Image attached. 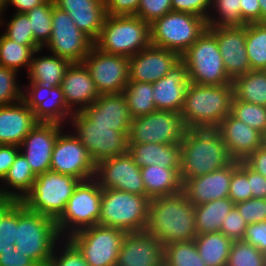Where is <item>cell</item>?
<instances>
[{
	"mask_svg": "<svg viewBox=\"0 0 266 266\" xmlns=\"http://www.w3.org/2000/svg\"><path fill=\"white\" fill-rule=\"evenodd\" d=\"M145 230L164 246L193 241L197 236L195 206L189 202L183 190L152 198Z\"/></svg>",
	"mask_w": 266,
	"mask_h": 266,
	"instance_id": "1",
	"label": "cell"
},
{
	"mask_svg": "<svg viewBox=\"0 0 266 266\" xmlns=\"http://www.w3.org/2000/svg\"><path fill=\"white\" fill-rule=\"evenodd\" d=\"M182 184L229 165L230 157L217 129H187L181 143Z\"/></svg>",
	"mask_w": 266,
	"mask_h": 266,
	"instance_id": "2",
	"label": "cell"
},
{
	"mask_svg": "<svg viewBox=\"0 0 266 266\" xmlns=\"http://www.w3.org/2000/svg\"><path fill=\"white\" fill-rule=\"evenodd\" d=\"M233 84L198 85L189 83L180 115L187 129H217L230 114Z\"/></svg>",
	"mask_w": 266,
	"mask_h": 266,
	"instance_id": "3",
	"label": "cell"
},
{
	"mask_svg": "<svg viewBox=\"0 0 266 266\" xmlns=\"http://www.w3.org/2000/svg\"><path fill=\"white\" fill-rule=\"evenodd\" d=\"M15 250L33 259L39 266H48L56 245L63 238L56 221L32 212L18 201Z\"/></svg>",
	"mask_w": 266,
	"mask_h": 266,
	"instance_id": "4",
	"label": "cell"
},
{
	"mask_svg": "<svg viewBox=\"0 0 266 266\" xmlns=\"http://www.w3.org/2000/svg\"><path fill=\"white\" fill-rule=\"evenodd\" d=\"M151 45L150 24L135 15H107L94 47L114 55L132 57Z\"/></svg>",
	"mask_w": 266,
	"mask_h": 266,
	"instance_id": "5",
	"label": "cell"
},
{
	"mask_svg": "<svg viewBox=\"0 0 266 266\" xmlns=\"http://www.w3.org/2000/svg\"><path fill=\"white\" fill-rule=\"evenodd\" d=\"M81 180L54 171L36 175L31 190L20 201L30 211L57 220Z\"/></svg>",
	"mask_w": 266,
	"mask_h": 266,
	"instance_id": "6",
	"label": "cell"
},
{
	"mask_svg": "<svg viewBox=\"0 0 266 266\" xmlns=\"http://www.w3.org/2000/svg\"><path fill=\"white\" fill-rule=\"evenodd\" d=\"M150 198L117 189H104L99 224L124 232L145 230Z\"/></svg>",
	"mask_w": 266,
	"mask_h": 266,
	"instance_id": "7",
	"label": "cell"
},
{
	"mask_svg": "<svg viewBox=\"0 0 266 266\" xmlns=\"http://www.w3.org/2000/svg\"><path fill=\"white\" fill-rule=\"evenodd\" d=\"M207 27L203 17L171 11L150 24L151 45L174 51L181 56Z\"/></svg>",
	"mask_w": 266,
	"mask_h": 266,
	"instance_id": "8",
	"label": "cell"
},
{
	"mask_svg": "<svg viewBox=\"0 0 266 266\" xmlns=\"http://www.w3.org/2000/svg\"><path fill=\"white\" fill-rule=\"evenodd\" d=\"M181 59L187 66L191 83L222 85L233 81L224 68L218 42L208 29L181 55Z\"/></svg>",
	"mask_w": 266,
	"mask_h": 266,
	"instance_id": "9",
	"label": "cell"
},
{
	"mask_svg": "<svg viewBox=\"0 0 266 266\" xmlns=\"http://www.w3.org/2000/svg\"><path fill=\"white\" fill-rule=\"evenodd\" d=\"M102 195L103 190L94 178L78 183L65 210L56 220L62 238L99 224Z\"/></svg>",
	"mask_w": 266,
	"mask_h": 266,
	"instance_id": "10",
	"label": "cell"
},
{
	"mask_svg": "<svg viewBox=\"0 0 266 266\" xmlns=\"http://www.w3.org/2000/svg\"><path fill=\"white\" fill-rule=\"evenodd\" d=\"M126 232L100 224L73 233L67 239L89 266H116Z\"/></svg>",
	"mask_w": 266,
	"mask_h": 266,
	"instance_id": "11",
	"label": "cell"
},
{
	"mask_svg": "<svg viewBox=\"0 0 266 266\" xmlns=\"http://www.w3.org/2000/svg\"><path fill=\"white\" fill-rule=\"evenodd\" d=\"M70 124L73 134L88 150L94 163L127 153L128 137L109 126L91 123L81 112L73 113Z\"/></svg>",
	"mask_w": 266,
	"mask_h": 266,
	"instance_id": "12",
	"label": "cell"
},
{
	"mask_svg": "<svg viewBox=\"0 0 266 266\" xmlns=\"http://www.w3.org/2000/svg\"><path fill=\"white\" fill-rule=\"evenodd\" d=\"M186 130L180 113L156 110L132 119L128 143L179 144Z\"/></svg>",
	"mask_w": 266,
	"mask_h": 266,
	"instance_id": "13",
	"label": "cell"
},
{
	"mask_svg": "<svg viewBox=\"0 0 266 266\" xmlns=\"http://www.w3.org/2000/svg\"><path fill=\"white\" fill-rule=\"evenodd\" d=\"M93 46L94 41L79 30L69 14L56 7L53 1L52 35L43 48L72 63H82Z\"/></svg>",
	"mask_w": 266,
	"mask_h": 266,
	"instance_id": "14",
	"label": "cell"
},
{
	"mask_svg": "<svg viewBox=\"0 0 266 266\" xmlns=\"http://www.w3.org/2000/svg\"><path fill=\"white\" fill-rule=\"evenodd\" d=\"M100 95L119 94L129 80V58L102 52L94 46L82 62Z\"/></svg>",
	"mask_w": 266,
	"mask_h": 266,
	"instance_id": "15",
	"label": "cell"
},
{
	"mask_svg": "<svg viewBox=\"0 0 266 266\" xmlns=\"http://www.w3.org/2000/svg\"><path fill=\"white\" fill-rule=\"evenodd\" d=\"M95 163L88 150L71 132H61L54 144L50 170L84 181L94 178Z\"/></svg>",
	"mask_w": 266,
	"mask_h": 266,
	"instance_id": "16",
	"label": "cell"
},
{
	"mask_svg": "<svg viewBox=\"0 0 266 266\" xmlns=\"http://www.w3.org/2000/svg\"><path fill=\"white\" fill-rule=\"evenodd\" d=\"M94 179L102 190L117 189L145 196L140 167L128 152L96 163Z\"/></svg>",
	"mask_w": 266,
	"mask_h": 266,
	"instance_id": "17",
	"label": "cell"
},
{
	"mask_svg": "<svg viewBox=\"0 0 266 266\" xmlns=\"http://www.w3.org/2000/svg\"><path fill=\"white\" fill-rule=\"evenodd\" d=\"M23 87L22 101L33 110L35 118L44 123H69L73 112L68 108L60 86L46 88L39 83Z\"/></svg>",
	"mask_w": 266,
	"mask_h": 266,
	"instance_id": "18",
	"label": "cell"
},
{
	"mask_svg": "<svg viewBox=\"0 0 266 266\" xmlns=\"http://www.w3.org/2000/svg\"><path fill=\"white\" fill-rule=\"evenodd\" d=\"M64 127L59 123L39 122L19 145L35 175L50 170L54 144Z\"/></svg>",
	"mask_w": 266,
	"mask_h": 266,
	"instance_id": "19",
	"label": "cell"
},
{
	"mask_svg": "<svg viewBox=\"0 0 266 266\" xmlns=\"http://www.w3.org/2000/svg\"><path fill=\"white\" fill-rule=\"evenodd\" d=\"M215 36L221 53L224 68L234 80L251 70L246 53V25L230 27H207Z\"/></svg>",
	"mask_w": 266,
	"mask_h": 266,
	"instance_id": "20",
	"label": "cell"
},
{
	"mask_svg": "<svg viewBox=\"0 0 266 266\" xmlns=\"http://www.w3.org/2000/svg\"><path fill=\"white\" fill-rule=\"evenodd\" d=\"M164 245L146 230L126 233L116 266H163Z\"/></svg>",
	"mask_w": 266,
	"mask_h": 266,
	"instance_id": "21",
	"label": "cell"
},
{
	"mask_svg": "<svg viewBox=\"0 0 266 266\" xmlns=\"http://www.w3.org/2000/svg\"><path fill=\"white\" fill-rule=\"evenodd\" d=\"M180 58L174 51L149 45L129 57V80L153 84L164 77Z\"/></svg>",
	"mask_w": 266,
	"mask_h": 266,
	"instance_id": "22",
	"label": "cell"
},
{
	"mask_svg": "<svg viewBox=\"0 0 266 266\" xmlns=\"http://www.w3.org/2000/svg\"><path fill=\"white\" fill-rule=\"evenodd\" d=\"M237 167L238 160H233L229 165L220 170L186 180L182 184V190L193 206L209 201L229 198L232 172Z\"/></svg>",
	"mask_w": 266,
	"mask_h": 266,
	"instance_id": "23",
	"label": "cell"
},
{
	"mask_svg": "<svg viewBox=\"0 0 266 266\" xmlns=\"http://www.w3.org/2000/svg\"><path fill=\"white\" fill-rule=\"evenodd\" d=\"M189 83L187 66L180 58L164 77L153 83L156 110L181 113Z\"/></svg>",
	"mask_w": 266,
	"mask_h": 266,
	"instance_id": "24",
	"label": "cell"
},
{
	"mask_svg": "<svg viewBox=\"0 0 266 266\" xmlns=\"http://www.w3.org/2000/svg\"><path fill=\"white\" fill-rule=\"evenodd\" d=\"M81 113L95 125L109 126L129 136L132 116L122 93L102 94Z\"/></svg>",
	"mask_w": 266,
	"mask_h": 266,
	"instance_id": "25",
	"label": "cell"
},
{
	"mask_svg": "<svg viewBox=\"0 0 266 266\" xmlns=\"http://www.w3.org/2000/svg\"><path fill=\"white\" fill-rule=\"evenodd\" d=\"M60 87L64 93L66 104L73 113L81 112L100 96L89 70L83 63L70 65Z\"/></svg>",
	"mask_w": 266,
	"mask_h": 266,
	"instance_id": "26",
	"label": "cell"
},
{
	"mask_svg": "<svg viewBox=\"0 0 266 266\" xmlns=\"http://www.w3.org/2000/svg\"><path fill=\"white\" fill-rule=\"evenodd\" d=\"M219 131L233 160L244 161L262 146V133L228 114L220 123Z\"/></svg>",
	"mask_w": 266,
	"mask_h": 266,
	"instance_id": "27",
	"label": "cell"
},
{
	"mask_svg": "<svg viewBox=\"0 0 266 266\" xmlns=\"http://www.w3.org/2000/svg\"><path fill=\"white\" fill-rule=\"evenodd\" d=\"M38 123L33 110L22 100L16 104L0 106V145L19 146Z\"/></svg>",
	"mask_w": 266,
	"mask_h": 266,
	"instance_id": "28",
	"label": "cell"
},
{
	"mask_svg": "<svg viewBox=\"0 0 266 266\" xmlns=\"http://www.w3.org/2000/svg\"><path fill=\"white\" fill-rule=\"evenodd\" d=\"M67 12L76 27L93 41L98 37L107 16L104 0H53Z\"/></svg>",
	"mask_w": 266,
	"mask_h": 266,
	"instance_id": "29",
	"label": "cell"
},
{
	"mask_svg": "<svg viewBox=\"0 0 266 266\" xmlns=\"http://www.w3.org/2000/svg\"><path fill=\"white\" fill-rule=\"evenodd\" d=\"M136 166L159 165L162 168L181 167V145L160 143H128V151Z\"/></svg>",
	"mask_w": 266,
	"mask_h": 266,
	"instance_id": "30",
	"label": "cell"
},
{
	"mask_svg": "<svg viewBox=\"0 0 266 266\" xmlns=\"http://www.w3.org/2000/svg\"><path fill=\"white\" fill-rule=\"evenodd\" d=\"M71 64L70 60L55 54L39 57L33 54L27 73L28 83H39L46 88L60 86Z\"/></svg>",
	"mask_w": 266,
	"mask_h": 266,
	"instance_id": "31",
	"label": "cell"
},
{
	"mask_svg": "<svg viewBox=\"0 0 266 266\" xmlns=\"http://www.w3.org/2000/svg\"><path fill=\"white\" fill-rule=\"evenodd\" d=\"M145 196L150 199L171 195L182 190L180 168H162L152 165L140 168Z\"/></svg>",
	"mask_w": 266,
	"mask_h": 266,
	"instance_id": "32",
	"label": "cell"
},
{
	"mask_svg": "<svg viewBox=\"0 0 266 266\" xmlns=\"http://www.w3.org/2000/svg\"><path fill=\"white\" fill-rule=\"evenodd\" d=\"M35 179L36 175L32 172L27 159L19 152L7 175L1 181L0 195L21 201L31 190Z\"/></svg>",
	"mask_w": 266,
	"mask_h": 266,
	"instance_id": "33",
	"label": "cell"
},
{
	"mask_svg": "<svg viewBox=\"0 0 266 266\" xmlns=\"http://www.w3.org/2000/svg\"><path fill=\"white\" fill-rule=\"evenodd\" d=\"M235 203L229 198L205 202L195 206L197 235L220 232L223 220Z\"/></svg>",
	"mask_w": 266,
	"mask_h": 266,
	"instance_id": "34",
	"label": "cell"
},
{
	"mask_svg": "<svg viewBox=\"0 0 266 266\" xmlns=\"http://www.w3.org/2000/svg\"><path fill=\"white\" fill-rule=\"evenodd\" d=\"M195 246L207 266H226L233 240L221 232L197 235Z\"/></svg>",
	"mask_w": 266,
	"mask_h": 266,
	"instance_id": "35",
	"label": "cell"
},
{
	"mask_svg": "<svg viewBox=\"0 0 266 266\" xmlns=\"http://www.w3.org/2000/svg\"><path fill=\"white\" fill-rule=\"evenodd\" d=\"M234 97L266 107V70H250L232 81Z\"/></svg>",
	"mask_w": 266,
	"mask_h": 266,
	"instance_id": "36",
	"label": "cell"
},
{
	"mask_svg": "<svg viewBox=\"0 0 266 266\" xmlns=\"http://www.w3.org/2000/svg\"><path fill=\"white\" fill-rule=\"evenodd\" d=\"M40 45H21L0 35V66L20 71L25 67L27 72L31 64L33 54H39L42 51Z\"/></svg>",
	"mask_w": 266,
	"mask_h": 266,
	"instance_id": "37",
	"label": "cell"
},
{
	"mask_svg": "<svg viewBox=\"0 0 266 266\" xmlns=\"http://www.w3.org/2000/svg\"><path fill=\"white\" fill-rule=\"evenodd\" d=\"M152 91V83L128 82L122 94L126 99L132 119L156 111Z\"/></svg>",
	"mask_w": 266,
	"mask_h": 266,
	"instance_id": "38",
	"label": "cell"
},
{
	"mask_svg": "<svg viewBox=\"0 0 266 266\" xmlns=\"http://www.w3.org/2000/svg\"><path fill=\"white\" fill-rule=\"evenodd\" d=\"M210 10L212 12L209 11L206 18L208 27H234L246 25L241 17L240 0H211Z\"/></svg>",
	"mask_w": 266,
	"mask_h": 266,
	"instance_id": "39",
	"label": "cell"
},
{
	"mask_svg": "<svg viewBox=\"0 0 266 266\" xmlns=\"http://www.w3.org/2000/svg\"><path fill=\"white\" fill-rule=\"evenodd\" d=\"M245 46L251 70H266V23L246 24Z\"/></svg>",
	"mask_w": 266,
	"mask_h": 266,
	"instance_id": "40",
	"label": "cell"
},
{
	"mask_svg": "<svg viewBox=\"0 0 266 266\" xmlns=\"http://www.w3.org/2000/svg\"><path fill=\"white\" fill-rule=\"evenodd\" d=\"M163 266H207L199 256L195 242H174L164 247Z\"/></svg>",
	"mask_w": 266,
	"mask_h": 266,
	"instance_id": "41",
	"label": "cell"
},
{
	"mask_svg": "<svg viewBox=\"0 0 266 266\" xmlns=\"http://www.w3.org/2000/svg\"><path fill=\"white\" fill-rule=\"evenodd\" d=\"M53 0L38 5L26 12L34 40L43 48L52 35Z\"/></svg>",
	"mask_w": 266,
	"mask_h": 266,
	"instance_id": "42",
	"label": "cell"
},
{
	"mask_svg": "<svg viewBox=\"0 0 266 266\" xmlns=\"http://www.w3.org/2000/svg\"><path fill=\"white\" fill-rule=\"evenodd\" d=\"M230 114L249 127L263 133L266 129V107L233 97Z\"/></svg>",
	"mask_w": 266,
	"mask_h": 266,
	"instance_id": "43",
	"label": "cell"
},
{
	"mask_svg": "<svg viewBox=\"0 0 266 266\" xmlns=\"http://www.w3.org/2000/svg\"><path fill=\"white\" fill-rule=\"evenodd\" d=\"M10 18V21H6L2 19L3 15H1L0 24H3L5 27V32L3 35L21 45H39L33 37L32 28L30 26V20L26 13H17ZM5 22H7L5 24Z\"/></svg>",
	"mask_w": 266,
	"mask_h": 266,
	"instance_id": "44",
	"label": "cell"
},
{
	"mask_svg": "<svg viewBox=\"0 0 266 266\" xmlns=\"http://www.w3.org/2000/svg\"><path fill=\"white\" fill-rule=\"evenodd\" d=\"M226 266H265L264 254L244 240H234Z\"/></svg>",
	"mask_w": 266,
	"mask_h": 266,
	"instance_id": "45",
	"label": "cell"
},
{
	"mask_svg": "<svg viewBox=\"0 0 266 266\" xmlns=\"http://www.w3.org/2000/svg\"><path fill=\"white\" fill-rule=\"evenodd\" d=\"M18 71L0 66V106L16 104L22 100L23 87L18 84Z\"/></svg>",
	"mask_w": 266,
	"mask_h": 266,
	"instance_id": "46",
	"label": "cell"
},
{
	"mask_svg": "<svg viewBox=\"0 0 266 266\" xmlns=\"http://www.w3.org/2000/svg\"><path fill=\"white\" fill-rule=\"evenodd\" d=\"M252 198L248 182V165L238 161V167L232 172L229 187V199L234 203L247 201Z\"/></svg>",
	"mask_w": 266,
	"mask_h": 266,
	"instance_id": "47",
	"label": "cell"
},
{
	"mask_svg": "<svg viewBox=\"0 0 266 266\" xmlns=\"http://www.w3.org/2000/svg\"><path fill=\"white\" fill-rule=\"evenodd\" d=\"M58 246L60 248L56 245L48 266H89L83 255L67 238H63Z\"/></svg>",
	"mask_w": 266,
	"mask_h": 266,
	"instance_id": "48",
	"label": "cell"
},
{
	"mask_svg": "<svg viewBox=\"0 0 266 266\" xmlns=\"http://www.w3.org/2000/svg\"><path fill=\"white\" fill-rule=\"evenodd\" d=\"M18 202L2 217L0 223V254L15 249Z\"/></svg>",
	"mask_w": 266,
	"mask_h": 266,
	"instance_id": "49",
	"label": "cell"
},
{
	"mask_svg": "<svg viewBox=\"0 0 266 266\" xmlns=\"http://www.w3.org/2000/svg\"><path fill=\"white\" fill-rule=\"evenodd\" d=\"M171 11H173L171 0H140L135 16L151 24Z\"/></svg>",
	"mask_w": 266,
	"mask_h": 266,
	"instance_id": "50",
	"label": "cell"
},
{
	"mask_svg": "<svg viewBox=\"0 0 266 266\" xmlns=\"http://www.w3.org/2000/svg\"><path fill=\"white\" fill-rule=\"evenodd\" d=\"M234 207L247 224L266 220V199L251 198L247 201L235 203Z\"/></svg>",
	"mask_w": 266,
	"mask_h": 266,
	"instance_id": "51",
	"label": "cell"
},
{
	"mask_svg": "<svg viewBox=\"0 0 266 266\" xmlns=\"http://www.w3.org/2000/svg\"><path fill=\"white\" fill-rule=\"evenodd\" d=\"M247 225L248 224L243 219L238 210L233 207L232 210L228 213V215H226L225 220H223L220 232L225 234L233 241L243 240Z\"/></svg>",
	"mask_w": 266,
	"mask_h": 266,
	"instance_id": "52",
	"label": "cell"
},
{
	"mask_svg": "<svg viewBox=\"0 0 266 266\" xmlns=\"http://www.w3.org/2000/svg\"><path fill=\"white\" fill-rule=\"evenodd\" d=\"M211 0H171L172 10L175 12L191 13L207 18ZM209 10V11H208Z\"/></svg>",
	"mask_w": 266,
	"mask_h": 266,
	"instance_id": "53",
	"label": "cell"
},
{
	"mask_svg": "<svg viewBox=\"0 0 266 266\" xmlns=\"http://www.w3.org/2000/svg\"><path fill=\"white\" fill-rule=\"evenodd\" d=\"M243 240L259 251L266 252V220L248 224Z\"/></svg>",
	"mask_w": 266,
	"mask_h": 266,
	"instance_id": "54",
	"label": "cell"
},
{
	"mask_svg": "<svg viewBox=\"0 0 266 266\" xmlns=\"http://www.w3.org/2000/svg\"><path fill=\"white\" fill-rule=\"evenodd\" d=\"M140 0H104L106 14L110 16L136 15Z\"/></svg>",
	"mask_w": 266,
	"mask_h": 266,
	"instance_id": "55",
	"label": "cell"
},
{
	"mask_svg": "<svg viewBox=\"0 0 266 266\" xmlns=\"http://www.w3.org/2000/svg\"><path fill=\"white\" fill-rule=\"evenodd\" d=\"M19 152L20 148L17 145H0V182L7 175Z\"/></svg>",
	"mask_w": 266,
	"mask_h": 266,
	"instance_id": "56",
	"label": "cell"
},
{
	"mask_svg": "<svg viewBox=\"0 0 266 266\" xmlns=\"http://www.w3.org/2000/svg\"><path fill=\"white\" fill-rule=\"evenodd\" d=\"M0 266H39L33 259L18 253L17 250H6L0 254Z\"/></svg>",
	"mask_w": 266,
	"mask_h": 266,
	"instance_id": "57",
	"label": "cell"
},
{
	"mask_svg": "<svg viewBox=\"0 0 266 266\" xmlns=\"http://www.w3.org/2000/svg\"><path fill=\"white\" fill-rule=\"evenodd\" d=\"M241 17L245 24L261 23V8L258 0H240Z\"/></svg>",
	"mask_w": 266,
	"mask_h": 266,
	"instance_id": "58",
	"label": "cell"
},
{
	"mask_svg": "<svg viewBox=\"0 0 266 266\" xmlns=\"http://www.w3.org/2000/svg\"><path fill=\"white\" fill-rule=\"evenodd\" d=\"M248 182L252 198L266 199V178L248 166Z\"/></svg>",
	"mask_w": 266,
	"mask_h": 266,
	"instance_id": "59",
	"label": "cell"
},
{
	"mask_svg": "<svg viewBox=\"0 0 266 266\" xmlns=\"http://www.w3.org/2000/svg\"><path fill=\"white\" fill-rule=\"evenodd\" d=\"M244 162L255 172L266 178V149L259 147L254 153H251Z\"/></svg>",
	"mask_w": 266,
	"mask_h": 266,
	"instance_id": "60",
	"label": "cell"
},
{
	"mask_svg": "<svg viewBox=\"0 0 266 266\" xmlns=\"http://www.w3.org/2000/svg\"><path fill=\"white\" fill-rule=\"evenodd\" d=\"M48 0H5L4 11L8 5L16 8L17 13H26L34 7L46 3Z\"/></svg>",
	"mask_w": 266,
	"mask_h": 266,
	"instance_id": "61",
	"label": "cell"
},
{
	"mask_svg": "<svg viewBox=\"0 0 266 266\" xmlns=\"http://www.w3.org/2000/svg\"><path fill=\"white\" fill-rule=\"evenodd\" d=\"M18 202V200L9 197L0 195V223L2 217Z\"/></svg>",
	"mask_w": 266,
	"mask_h": 266,
	"instance_id": "62",
	"label": "cell"
},
{
	"mask_svg": "<svg viewBox=\"0 0 266 266\" xmlns=\"http://www.w3.org/2000/svg\"><path fill=\"white\" fill-rule=\"evenodd\" d=\"M261 8V23H266V0H258Z\"/></svg>",
	"mask_w": 266,
	"mask_h": 266,
	"instance_id": "63",
	"label": "cell"
},
{
	"mask_svg": "<svg viewBox=\"0 0 266 266\" xmlns=\"http://www.w3.org/2000/svg\"><path fill=\"white\" fill-rule=\"evenodd\" d=\"M262 147L266 149V129L262 133Z\"/></svg>",
	"mask_w": 266,
	"mask_h": 266,
	"instance_id": "64",
	"label": "cell"
},
{
	"mask_svg": "<svg viewBox=\"0 0 266 266\" xmlns=\"http://www.w3.org/2000/svg\"><path fill=\"white\" fill-rule=\"evenodd\" d=\"M4 3H5V0H0V12H1V15H3L4 13Z\"/></svg>",
	"mask_w": 266,
	"mask_h": 266,
	"instance_id": "65",
	"label": "cell"
},
{
	"mask_svg": "<svg viewBox=\"0 0 266 266\" xmlns=\"http://www.w3.org/2000/svg\"><path fill=\"white\" fill-rule=\"evenodd\" d=\"M263 254H264V263H265V266H266V252H264Z\"/></svg>",
	"mask_w": 266,
	"mask_h": 266,
	"instance_id": "66",
	"label": "cell"
}]
</instances>
